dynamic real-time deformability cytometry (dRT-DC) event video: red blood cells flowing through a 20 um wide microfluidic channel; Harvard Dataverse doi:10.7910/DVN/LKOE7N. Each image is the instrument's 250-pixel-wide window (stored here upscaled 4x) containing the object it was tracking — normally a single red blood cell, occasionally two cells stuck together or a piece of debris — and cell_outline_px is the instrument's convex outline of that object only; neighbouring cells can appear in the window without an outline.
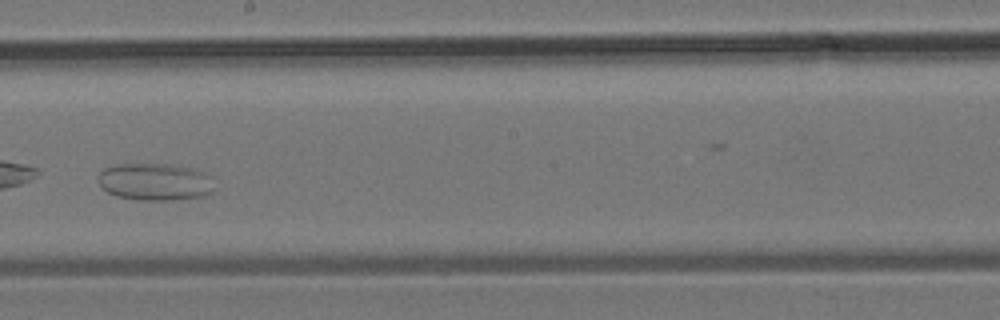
{"species": "common noctule bat (a hibernating species)", "species_latin": "Nyctalus noctula", "temperature_condition": "room temperature", "stored_images_in_passage": 28, "camera_frame_rate_fps": 3000, "um_per_image_px": 0.085, "animal": {"sex": "male", "body_mass_g": 19.2, "forearm_length_mm": 51.8}, "frame": {"image": 1, "passage_image": 13, "time_ms": 4.0, "image_size_px": [1000, 320], "cell_outline_px": [[216, 188], [212, 192], [204, 196], [172, 200], [140, 200], [116, 196], [108, 192], [100, 184], [96, 176], [104, 168], [116, 164], [164, 164], [192, 168], [204, 172], [212, 176]], "centroid_in_image_um": [13.21, 15.45], "position_along_channel_um": 235.0, "area_um2": 25.49}}